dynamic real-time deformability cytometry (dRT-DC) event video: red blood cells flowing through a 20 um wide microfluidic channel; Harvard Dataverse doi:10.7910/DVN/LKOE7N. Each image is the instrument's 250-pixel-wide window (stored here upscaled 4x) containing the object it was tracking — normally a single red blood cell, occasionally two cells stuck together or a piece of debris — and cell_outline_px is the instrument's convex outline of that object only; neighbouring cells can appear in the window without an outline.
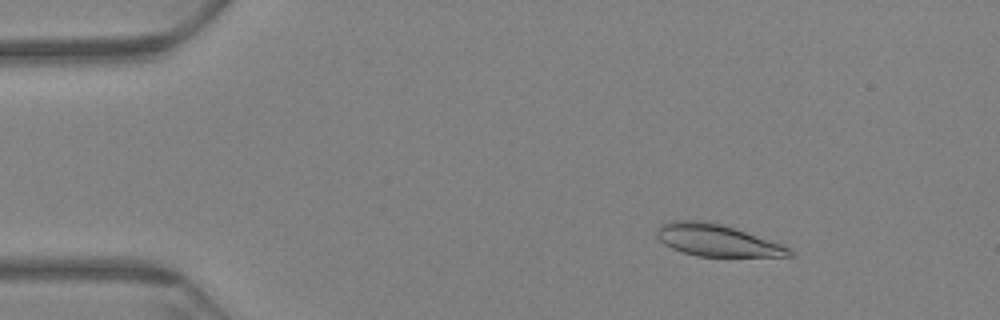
{"species": "Egyptian fruit bat (a non-hibernating species)", "species_latin": "Rousettus aegyptiacus", "temperature_condition": "warm", "stored_images_in_passage": 64, "camera_frame_rate_fps": 3000, "um_per_image_px": 0.085, "animal": {"sex": "female"}, "frame": {"image": 1, "passage_image": 9, "time_ms": 2.667, "image_size_px": [1000, 320], "cell_outline_px": [[796, 256], [696, 256], [680, 252], [664, 244], [656, 236], [656, 228], [660, 224], [668, 220], [704, 220], [736, 228], [784, 244]], "centroid_in_image_um": [60.9, 20.41], "position_along_channel_um": 24.1, "area_um2": 24.97}}
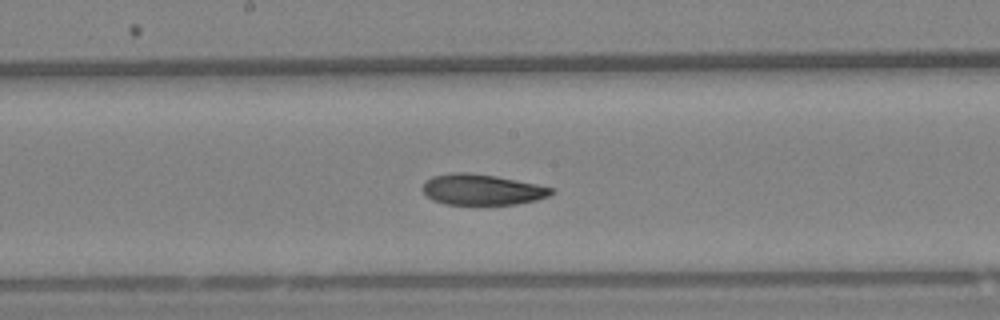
{"frame": {"image": 2, "passage_image": 34, "time_ms": 11.0, "image_size_px": [1000, 320], "cell_outline_px": [[556, 192], [548, 196], [536, 200], [516, 204], [444, 204], [432, 200], [420, 188], [432, 176], [456, 172], [468, 172], [496, 176], [556, 188]], "centroid_in_image_um": [40.99, 16.11], "position_along_channel_um": 207.2, "area_um2": 23.06}}
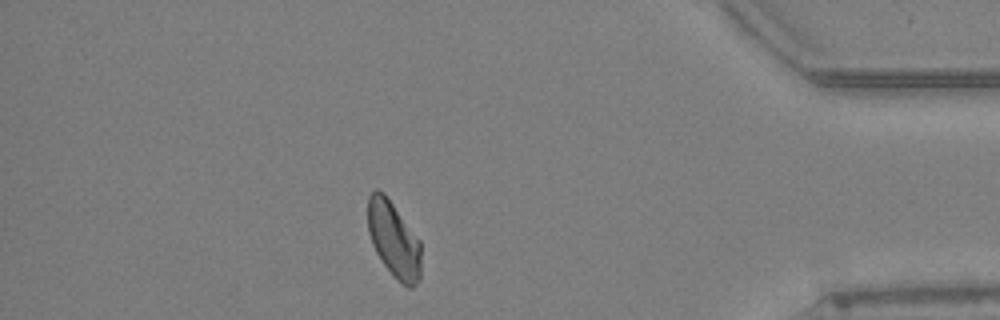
{"frame": {"image": 3, "passage_image": 56, "time_ms": 18.333, "image_size_px": [1000, 320], "cell_outline_px": [[420, 280], [412, 288], [408, 288], [384, 264], [376, 252], [372, 244], [368, 232], [368, 196], [376, 188], [384, 192], [420, 240]], "centroid_in_image_um": [33.46, 20.32], "position_along_channel_um": 401.7, "area_um2": 23.29}, "authors_computed_cell_mechanics": {"area_um2": 24.1604, "velocity_mm_per_s": 3.178, "shape_relaxation_time_tau1_ms": 10.4985, "shape_relaxation_time_tau2_ms": 4.5591, "deformation_change_tau1": 0.1865, "deformation_change_tau2": 0.0972}}